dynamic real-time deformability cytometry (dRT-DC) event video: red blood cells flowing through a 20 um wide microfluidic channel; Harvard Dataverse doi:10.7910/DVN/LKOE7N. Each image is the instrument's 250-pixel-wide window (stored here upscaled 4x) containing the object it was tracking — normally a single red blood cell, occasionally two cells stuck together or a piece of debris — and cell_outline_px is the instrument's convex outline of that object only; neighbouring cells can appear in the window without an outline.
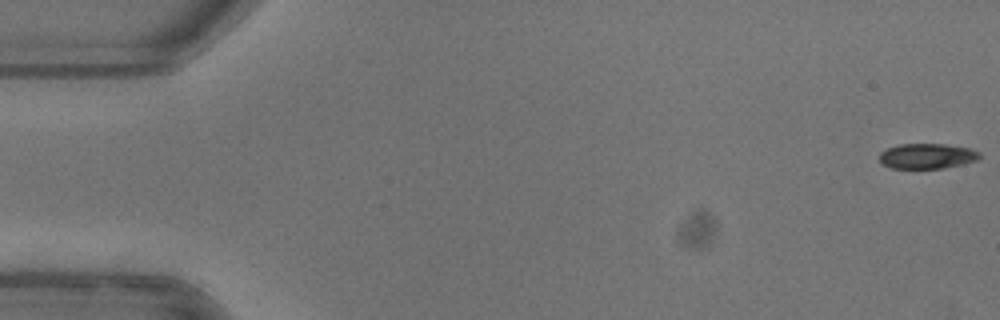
{"species": "common noctule bat (a hibernating species)", "species_latin": "Nyctalus noctula", "temperature_condition": "warm", "stored_images_in_passage": 52, "camera_frame_rate_fps": 3000, "um_per_image_px": 0.085, "animal": {"sex": "female"}, "frame": {"image": 1, "passage_image": 1, "time_ms": 0.0, "image_size_px": [1000, 320], "cell_outline_px": [[980, 156], [976, 160], [964, 164], [944, 168], [892, 168], [884, 164], [880, 160], [880, 152], [888, 148], [900, 144], [944, 144], [968, 148], [980, 152]], "centroid_in_image_um": [78.81, 13.26], "position_along_channel_um": 6.2, "area_um2": 14.57}}
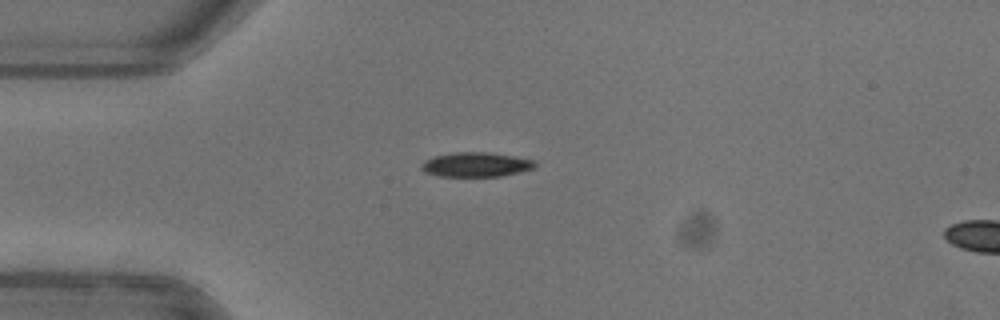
{"frame": {"image": 2, "passage_image": 14, "time_ms": 4.333, "image_size_px": [1000, 320], "cell_outline_px": [[536, 168], [520, 172], [500, 176], [440, 176], [424, 172], [420, 168], [420, 164], [424, 160], [432, 156], [456, 152], [488, 152], [536, 160]], "centroid_in_image_um": [40.44, 13.98], "position_along_channel_um": 44.6, "area_um2": 16.36}}
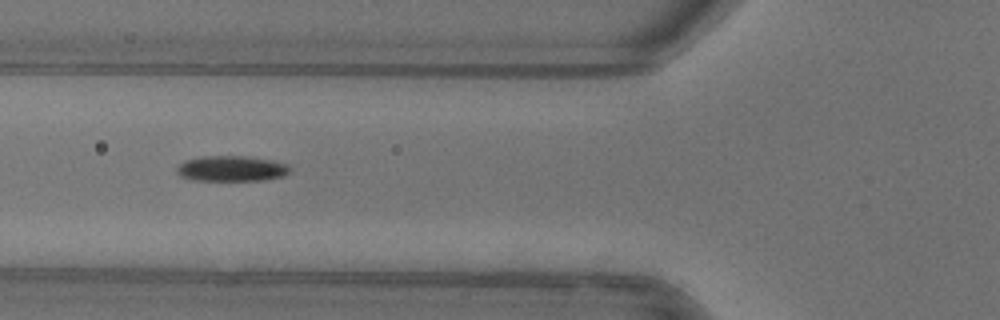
{"frame": {"image": 3, "passage_image": 20, "time_ms": 6.333, "image_size_px": [1000, 320], "cell_outline_px": [[288, 172], [284, 176], [260, 180], [196, 180], [180, 176], [176, 172], [176, 168], [184, 160], [204, 156], [244, 156], [272, 160], [288, 164]], "centroid_in_image_um": [19.65, 14.32], "position_along_channel_um": 106.2, "area_um2": 16.65}, "authors_computed_cell_mechanics": {"area_um2": 16.2996, "velocity_mm_per_s": 3.9942, "shape_relaxation_time_tau1_ms": 2.6429, "shape_relaxation_time_tau2_ms": null, "deformation_change_tau1": 0.1205, "deformation_change_tau2": null}}